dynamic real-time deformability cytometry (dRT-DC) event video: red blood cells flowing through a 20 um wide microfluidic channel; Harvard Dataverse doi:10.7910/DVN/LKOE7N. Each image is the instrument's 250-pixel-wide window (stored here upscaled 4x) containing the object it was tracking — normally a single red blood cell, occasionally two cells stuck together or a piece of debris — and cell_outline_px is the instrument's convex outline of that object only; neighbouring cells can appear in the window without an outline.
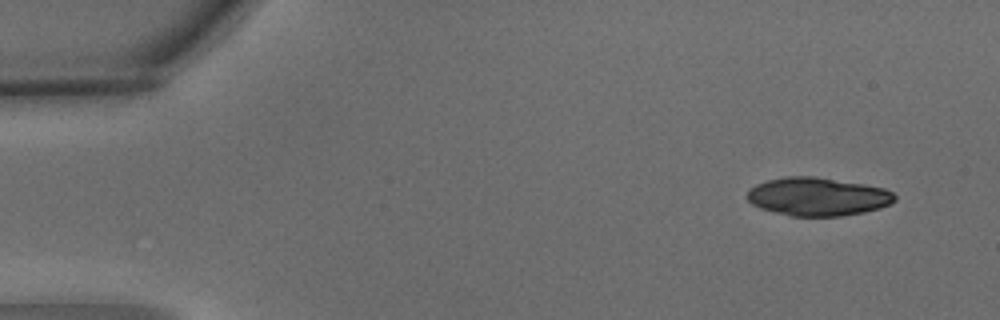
{"species": "common noctule bat (a hibernating species)", "species_latin": "Nyctalus noctula", "temperature_condition": "warm", "stored_images_in_passage": 6, "camera_frame_rate_fps": 3000, "um_per_image_px": 0.085, "animal": {"sex": "male", "body_mass_g": 15.6}, "frame": {"image": 1, "passage_image": 1, "time_ms": 0.0, "image_size_px": [1000, 320], "cell_outline_px": [[896, 200], [892, 204], [880, 208], [864, 212], [840, 216], [792, 216], [760, 208], [752, 204], [748, 200], [748, 188], [756, 184], [768, 180], [784, 176], [816, 176], [864, 184], [884, 188], [892, 192], [896, 196]], "centroid_in_image_um": [69.52, 16.7], "position_along_channel_um": 15.5, "area_um2": 33.06}}
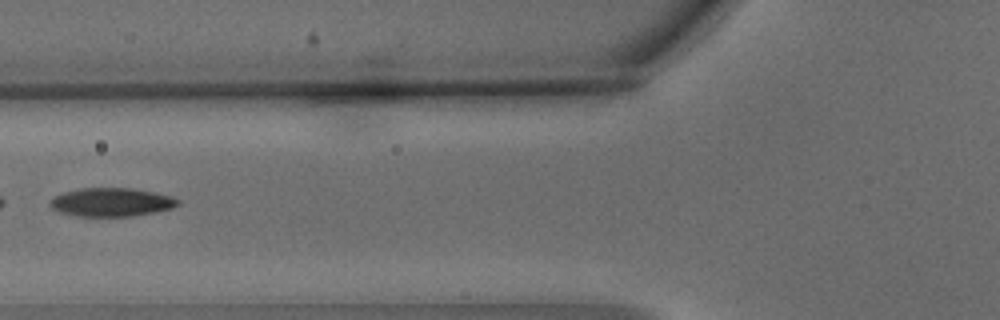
{"frame": {"image": 2, "passage_image": 5, "time_ms": 1.333, "image_size_px": [1000, 320], "cell_outline_px": [[180, 204], [172, 208], [152, 212], [128, 216], [80, 216], [60, 212], [52, 208], [48, 204], [48, 200], [64, 192], [80, 188], [128, 188], [156, 192], [172, 196], [180, 200]], "centroid_in_image_um": [9.47, 17.17], "position_along_channel_um": 116.3, "area_um2": 21.15}}